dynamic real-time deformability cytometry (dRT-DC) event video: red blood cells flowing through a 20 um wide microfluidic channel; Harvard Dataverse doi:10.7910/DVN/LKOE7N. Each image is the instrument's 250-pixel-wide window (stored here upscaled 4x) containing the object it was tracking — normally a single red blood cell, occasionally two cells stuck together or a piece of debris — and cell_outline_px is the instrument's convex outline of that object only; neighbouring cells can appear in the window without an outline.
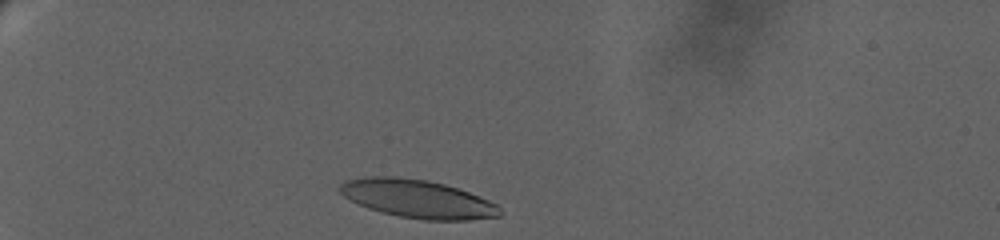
{"species": "human", "species_latin": "Homo sapiens", "temperature_condition": "warm", "stored_images_in_passage": 30, "camera_frame_rate_fps": 3000, "um_per_image_px": 0.085, "donor": {"sex": "female"}, "frame": {"image": 1, "passage_image": 2, "time_ms": 0.333, "image_size_px": [1000, 240], "cell_outline_px": [[500, 216], [468, 220], [424, 220], [400, 216], [380, 212], [368, 208], [344, 196], [336, 188], [344, 180], [372, 176], [396, 176], [428, 180], [444, 184], [468, 192], [488, 200], [496, 204], [500, 208]], "centroid_in_image_um": [35.46, 16.89], "position_along_channel_um": 49.5, "area_um2": 35.49}}
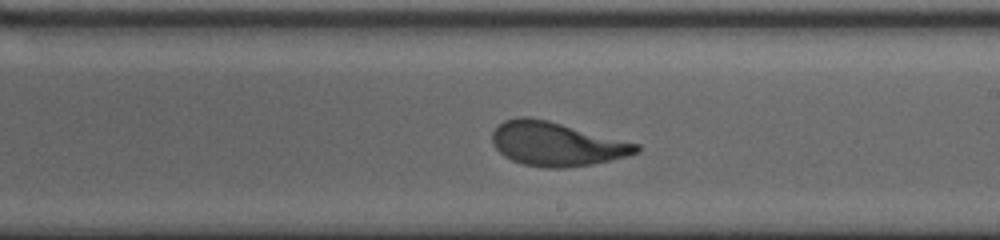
{"frame": {"image": 2, "passage_image": 18, "time_ms": 8.333, "image_size_px": [1000, 240], "cell_outline_px": [[640, 152], [592, 164], [564, 168], [544, 168], [524, 164], [512, 160], [504, 156], [492, 144], [492, 132], [504, 120], [520, 116], [528, 116], [548, 120], [640, 144]], "centroid_in_image_um": [47.28, 12.23], "position_along_channel_um": 241.7, "area_um2": 36.76}}
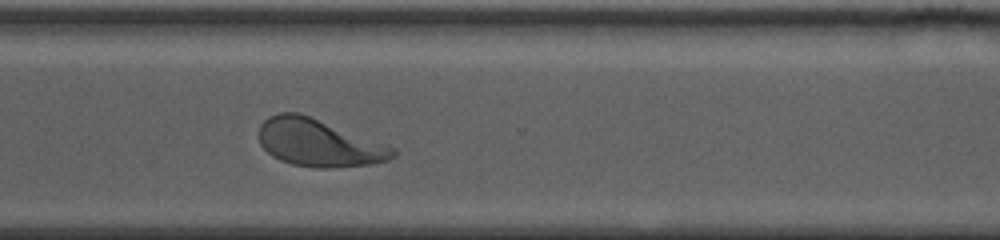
{"frame": {"image": 3, "passage_image": 29, "time_ms": 11.667, "image_size_px": [1000, 240], "cell_outline_px": [[396, 156], [388, 160], [372, 164], [332, 168], [316, 168], [292, 164], [280, 160], [272, 156], [260, 144], [260, 124], [268, 116], [280, 112], [296, 112], [308, 116], [396, 148]], "centroid_in_image_um": [27.09, 12.16], "position_along_channel_um": 343.5, "area_um2": 36.65}}